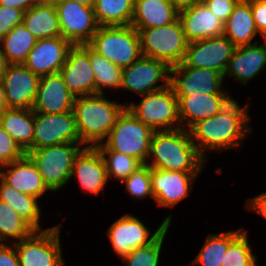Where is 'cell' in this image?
<instances>
[{
	"label": "cell",
	"mask_w": 266,
	"mask_h": 266,
	"mask_svg": "<svg viewBox=\"0 0 266 266\" xmlns=\"http://www.w3.org/2000/svg\"><path fill=\"white\" fill-rule=\"evenodd\" d=\"M247 106L241 108L233 100L218 114L198 121L189 129L193 143L204 158L207 156L205 150L237 148L247 132L252 131L248 125Z\"/></svg>",
	"instance_id": "6da1fadb"
},
{
	"label": "cell",
	"mask_w": 266,
	"mask_h": 266,
	"mask_svg": "<svg viewBox=\"0 0 266 266\" xmlns=\"http://www.w3.org/2000/svg\"><path fill=\"white\" fill-rule=\"evenodd\" d=\"M148 157L154 158L152 163L146 162L150 168L187 173H200L206 161L184 128L155 131Z\"/></svg>",
	"instance_id": "7a4b0ae2"
},
{
	"label": "cell",
	"mask_w": 266,
	"mask_h": 266,
	"mask_svg": "<svg viewBox=\"0 0 266 266\" xmlns=\"http://www.w3.org/2000/svg\"><path fill=\"white\" fill-rule=\"evenodd\" d=\"M104 95L75 97L73 112L81 145L101 144L126 109V105L111 102Z\"/></svg>",
	"instance_id": "3957f363"
},
{
	"label": "cell",
	"mask_w": 266,
	"mask_h": 266,
	"mask_svg": "<svg viewBox=\"0 0 266 266\" xmlns=\"http://www.w3.org/2000/svg\"><path fill=\"white\" fill-rule=\"evenodd\" d=\"M154 132L126 108L108 134L106 142L96 147L99 151H116L132 156L146 164Z\"/></svg>",
	"instance_id": "277c9868"
},
{
	"label": "cell",
	"mask_w": 266,
	"mask_h": 266,
	"mask_svg": "<svg viewBox=\"0 0 266 266\" xmlns=\"http://www.w3.org/2000/svg\"><path fill=\"white\" fill-rule=\"evenodd\" d=\"M87 45L122 69L142 56L138 31L131 25L100 26Z\"/></svg>",
	"instance_id": "5b68a950"
},
{
	"label": "cell",
	"mask_w": 266,
	"mask_h": 266,
	"mask_svg": "<svg viewBox=\"0 0 266 266\" xmlns=\"http://www.w3.org/2000/svg\"><path fill=\"white\" fill-rule=\"evenodd\" d=\"M137 31L142 56L164 61L170 67L183 62L189 42L179 18L165 26Z\"/></svg>",
	"instance_id": "8992f818"
},
{
	"label": "cell",
	"mask_w": 266,
	"mask_h": 266,
	"mask_svg": "<svg viewBox=\"0 0 266 266\" xmlns=\"http://www.w3.org/2000/svg\"><path fill=\"white\" fill-rule=\"evenodd\" d=\"M80 146V142L61 143L26 151V154L35 164L47 188L57 191L71 179L75 156L82 149Z\"/></svg>",
	"instance_id": "52a82bcc"
},
{
	"label": "cell",
	"mask_w": 266,
	"mask_h": 266,
	"mask_svg": "<svg viewBox=\"0 0 266 266\" xmlns=\"http://www.w3.org/2000/svg\"><path fill=\"white\" fill-rule=\"evenodd\" d=\"M142 96L144 97L137 105L134 103L126 105L138 120L154 131L182 128L178 99L170 85Z\"/></svg>",
	"instance_id": "ba28073f"
},
{
	"label": "cell",
	"mask_w": 266,
	"mask_h": 266,
	"mask_svg": "<svg viewBox=\"0 0 266 266\" xmlns=\"http://www.w3.org/2000/svg\"><path fill=\"white\" fill-rule=\"evenodd\" d=\"M20 266H65L60 246V225L35 231L30 237L13 242Z\"/></svg>",
	"instance_id": "9c48e42d"
},
{
	"label": "cell",
	"mask_w": 266,
	"mask_h": 266,
	"mask_svg": "<svg viewBox=\"0 0 266 266\" xmlns=\"http://www.w3.org/2000/svg\"><path fill=\"white\" fill-rule=\"evenodd\" d=\"M61 36L73 45H87L100 27L93 7L71 0L55 3Z\"/></svg>",
	"instance_id": "30bf717a"
},
{
	"label": "cell",
	"mask_w": 266,
	"mask_h": 266,
	"mask_svg": "<svg viewBox=\"0 0 266 266\" xmlns=\"http://www.w3.org/2000/svg\"><path fill=\"white\" fill-rule=\"evenodd\" d=\"M68 142H80L73 111L58 114L34 112V138L27 151Z\"/></svg>",
	"instance_id": "8fae6325"
},
{
	"label": "cell",
	"mask_w": 266,
	"mask_h": 266,
	"mask_svg": "<svg viewBox=\"0 0 266 266\" xmlns=\"http://www.w3.org/2000/svg\"><path fill=\"white\" fill-rule=\"evenodd\" d=\"M171 67L164 61L141 56L137 61L122 69L120 88L141 95L160 90L170 85ZM164 82L156 86L158 81Z\"/></svg>",
	"instance_id": "7c38bea8"
},
{
	"label": "cell",
	"mask_w": 266,
	"mask_h": 266,
	"mask_svg": "<svg viewBox=\"0 0 266 266\" xmlns=\"http://www.w3.org/2000/svg\"><path fill=\"white\" fill-rule=\"evenodd\" d=\"M236 46L220 35L189 42L183 63L193 68H208L224 76Z\"/></svg>",
	"instance_id": "4fadbf2b"
},
{
	"label": "cell",
	"mask_w": 266,
	"mask_h": 266,
	"mask_svg": "<svg viewBox=\"0 0 266 266\" xmlns=\"http://www.w3.org/2000/svg\"><path fill=\"white\" fill-rule=\"evenodd\" d=\"M171 218L168 216L150 237V231L139 219L129 213L122 216L107 231L114 252L124 258L133 249L150 244L168 225L170 226Z\"/></svg>",
	"instance_id": "5bb4252c"
},
{
	"label": "cell",
	"mask_w": 266,
	"mask_h": 266,
	"mask_svg": "<svg viewBox=\"0 0 266 266\" xmlns=\"http://www.w3.org/2000/svg\"><path fill=\"white\" fill-rule=\"evenodd\" d=\"M223 75L208 68H193L183 62L170 69V86L175 96H188L189 94L204 93L226 94L220 90Z\"/></svg>",
	"instance_id": "9a60e30c"
},
{
	"label": "cell",
	"mask_w": 266,
	"mask_h": 266,
	"mask_svg": "<svg viewBox=\"0 0 266 266\" xmlns=\"http://www.w3.org/2000/svg\"><path fill=\"white\" fill-rule=\"evenodd\" d=\"M59 73L64 84L75 97L96 94L95 75L90 62L88 45H73Z\"/></svg>",
	"instance_id": "2e32d148"
},
{
	"label": "cell",
	"mask_w": 266,
	"mask_h": 266,
	"mask_svg": "<svg viewBox=\"0 0 266 266\" xmlns=\"http://www.w3.org/2000/svg\"><path fill=\"white\" fill-rule=\"evenodd\" d=\"M72 47L62 36L38 39L24 65L39 77L59 73Z\"/></svg>",
	"instance_id": "e0dca14e"
},
{
	"label": "cell",
	"mask_w": 266,
	"mask_h": 266,
	"mask_svg": "<svg viewBox=\"0 0 266 266\" xmlns=\"http://www.w3.org/2000/svg\"><path fill=\"white\" fill-rule=\"evenodd\" d=\"M2 83L8 108L32 109L40 77L24 64H9Z\"/></svg>",
	"instance_id": "ac0fdd59"
},
{
	"label": "cell",
	"mask_w": 266,
	"mask_h": 266,
	"mask_svg": "<svg viewBox=\"0 0 266 266\" xmlns=\"http://www.w3.org/2000/svg\"><path fill=\"white\" fill-rule=\"evenodd\" d=\"M199 174L150 168L152 193L158 206L173 207L179 203L189 194V188Z\"/></svg>",
	"instance_id": "d6986e66"
},
{
	"label": "cell",
	"mask_w": 266,
	"mask_h": 266,
	"mask_svg": "<svg viewBox=\"0 0 266 266\" xmlns=\"http://www.w3.org/2000/svg\"><path fill=\"white\" fill-rule=\"evenodd\" d=\"M75 96L64 84L60 73L40 77L34 112L58 114L73 111Z\"/></svg>",
	"instance_id": "ffe728a7"
},
{
	"label": "cell",
	"mask_w": 266,
	"mask_h": 266,
	"mask_svg": "<svg viewBox=\"0 0 266 266\" xmlns=\"http://www.w3.org/2000/svg\"><path fill=\"white\" fill-rule=\"evenodd\" d=\"M178 99L179 118L182 128L189 130L200 120L208 119L221 112L234 99L229 93L226 94H204L195 93L188 96H176ZM188 126V128L186 127Z\"/></svg>",
	"instance_id": "44dd1931"
},
{
	"label": "cell",
	"mask_w": 266,
	"mask_h": 266,
	"mask_svg": "<svg viewBox=\"0 0 266 266\" xmlns=\"http://www.w3.org/2000/svg\"><path fill=\"white\" fill-rule=\"evenodd\" d=\"M78 178L86 192L99 194L108 181L106 164L97 147L85 146L75 156L71 177Z\"/></svg>",
	"instance_id": "7402d4cb"
},
{
	"label": "cell",
	"mask_w": 266,
	"mask_h": 266,
	"mask_svg": "<svg viewBox=\"0 0 266 266\" xmlns=\"http://www.w3.org/2000/svg\"><path fill=\"white\" fill-rule=\"evenodd\" d=\"M5 168H8L6 172ZM0 179L15 190L37 199L47 190L50 191L27 154L10 164L1 166Z\"/></svg>",
	"instance_id": "603a6c76"
},
{
	"label": "cell",
	"mask_w": 266,
	"mask_h": 266,
	"mask_svg": "<svg viewBox=\"0 0 266 266\" xmlns=\"http://www.w3.org/2000/svg\"><path fill=\"white\" fill-rule=\"evenodd\" d=\"M179 20L188 42L223 35L224 23L204 3L180 10Z\"/></svg>",
	"instance_id": "cb8c5ba5"
},
{
	"label": "cell",
	"mask_w": 266,
	"mask_h": 266,
	"mask_svg": "<svg viewBox=\"0 0 266 266\" xmlns=\"http://www.w3.org/2000/svg\"><path fill=\"white\" fill-rule=\"evenodd\" d=\"M266 41V40H265ZM266 65V42L259 45L257 41L251 45H243L235 48L228 62L224 78L235 77L242 84L253 79Z\"/></svg>",
	"instance_id": "d4e9b609"
},
{
	"label": "cell",
	"mask_w": 266,
	"mask_h": 266,
	"mask_svg": "<svg viewBox=\"0 0 266 266\" xmlns=\"http://www.w3.org/2000/svg\"><path fill=\"white\" fill-rule=\"evenodd\" d=\"M179 18L171 0H135L131 26L136 30L168 25Z\"/></svg>",
	"instance_id": "484cf974"
},
{
	"label": "cell",
	"mask_w": 266,
	"mask_h": 266,
	"mask_svg": "<svg viewBox=\"0 0 266 266\" xmlns=\"http://www.w3.org/2000/svg\"><path fill=\"white\" fill-rule=\"evenodd\" d=\"M258 34L251 5L247 0H240L228 20L224 23L225 35L236 47L251 45V40Z\"/></svg>",
	"instance_id": "4316f807"
},
{
	"label": "cell",
	"mask_w": 266,
	"mask_h": 266,
	"mask_svg": "<svg viewBox=\"0 0 266 266\" xmlns=\"http://www.w3.org/2000/svg\"><path fill=\"white\" fill-rule=\"evenodd\" d=\"M0 125L26 152L34 138V111L25 108H6L0 112Z\"/></svg>",
	"instance_id": "83f0119b"
},
{
	"label": "cell",
	"mask_w": 266,
	"mask_h": 266,
	"mask_svg": "<svg viewBox=\"0 0 266 266\" xmlns=\"http://www.w3.org/2000/svg\"><path fill=\"white\" fill-rule=\"evenodd\" d=\"M23 24L37 39L61 36L55 4L34 5L24 12Z\"/></svg>",
	"instance_id": "f1b7e54d"
},
{
	"label": "cell",
	"mask_w": 266,
	"mask_h": 266,
	"mask_svg": "<svg viewBox=\"0 0 266 266\" xmlns=\"http://www.w3.org/2000/svg\"><path fill=\"white\" fill-rule=\"evenodd\" d=\"M37 40L23 23L19 24L0 40L2 53L9 64H24Z\"/></svg>",
	"instance_id": "f546056e"
},
{
	"label": "cell",
	"mask_w": 266,
	"mask_h": 266,
	"mask_svg": "<svg viewBox=\"0 0 266 266\" xmlns=\"http://www.w3.org/2000/svg\"><path fill=\"white\" fill-rule=\"evenodd\" d=\"M0 200L10 205L35 231H42L37 198L15 190L0 179Z\"/></svg>",
	"instance_id": "4dcf8cb0"
},
{
	"label": "cell",
	"mask_w": 266,
	"mask_h": 266,
	"mask_svg": "<svg viewBox=\"0 0 266 266\" xmlns=\"http://www.w3.org/2000/svg\"><path fill=\"white\" fill-rule=\"evenodd\" d=\"M135 0H95L93 10L99 26L131 24Z\"/></svg>",
	"instance_id": "1f68e13d"
},
{
	"label": "cell",
	"mask_w": 266,
	"mask_h": 266,
	"mask_svg": "<svg viewBox=\"0 0 266 266\" xmlns=\"http://www.w3.org/2000/svg\"><path fill=\"white\" fill-rule=\"evenodd\" d=\"M242 231V229L232 232H225L223 234L215 235L209 234L192 264H199L201 266H221L226 254L229 243Z\"/></svg>",
	"instance_id": "d6a6232c"
},
{
	"label": "cell",
	"mask_w": 266,
	"mask_h": 266,
	"mask_svg": "<svg viewBox=\"0 0 266 266\" xmlns=\"http://www.w3.org/2000/svg\"><path fill=\"white\" fill-rule=\"evenodd\" d=\"M34 232L35 230L10 205L0 200V243L9 237L19 242Z\"/></svg>",
	"instance_id": "836d02e7"
},
{
	"label": "cell",
	"mask_w": 266,
	"mask_h": 266,
	"mask_svg": "<svg viewBox=\"0 0 266 266\" xmlns=\"http://www.w3.org/2000/svg\"><path fill=\"white\" fill-rule=\"evenodd\" d=\"M90 62L95 75L96 94H104L105 88H120L122 83V68L114 65L108 59L98 55L90 48Z\"/></svg>",
	"instance_id": "e575fe53"
},
{
	"label": "cell",
	"mask_w": 266,
	"mask_h": 266,
	"mask_svg": "<svg viewBox=\"0 0 266 266\" xmlns=\"http://www.w3.org/2000/svg\"><path fill=\"white\" fill-rule=\"evenodd\" d=\"M169 225L148 245L133 249L124 258L126 266H158L160 251Z\"/></svg>",
	"instance_id": "d590c367"
},
{
	"label": "cell",
	"mask_w": 266,
	"mask_h": 266,
	"mask_svg": "<svg viewBox=\"0 0 266 266\" xmlns=\"http://www.w3.org/2000/svg\"><path fill=\"white\" fill-rule=\"evenodd\" d=\"M247 231L244 229L229 243L221 266H257L256 256L248 244Z\"/></svg>",
	"instance_id": "8d00e7d4"
},
{
	"label": "cell",
	"mask_w": 266,
	"mask_h": 266,
	"mask_svg": "<svg viewBox=\"0 0 266 266\" xmlns=\"http://www.w3.org/2000/svg\"><path fill=\"white\" fill-rule=\"evenodd\" d=\"M106 164L107 177L110 175L123 181L143 164L136 158L116 151H100ZM108 155V158L105 156Z\"/></svg>",
	"instance_id": "74e56055"
},
{
	"label": "cell",
	"mask_w": 266,
	"mask_h": 266,
	"mask_svg": "<svg viewBox=\"0 0 266 266\" xmlns=\"http://www.w3.org/2000/svg\"><path fill=\"white\" fill-rule=\"evenodd\" d=\"M122 183L125 184L126 190L133 198L144 199L149 196L154 198L152 193L150 167L146 164H143L129 177L124 179Z\"/></svg>",
	"instance_id": "f35d334b"
},
{
	"label": "cell",
	"mask_w": 266,
	"mask_h": 266,
	"mask_svg": "<svg viewBox=\"0 0 266 266\" xmlns=\"http://www.w3.org/2000/svg\"><path fill=\"white\" fill-rule=\"evenodd\" d=\"M26 152L0 125V167L20 159Z\"/></svg>",
	"instance_id": "ab89813d"
},
{
	"label": "cell",
	"mask_w": 266,
	"mask_h": 266,
	"mask_svg": "<svg viewBox=\"0 0 266 266\" xmlns=\"http://www.w3.org/2000/svg\"><path fill=\"white\" fill-rule=\"evenodd\" d=\"M24 11L0 5V40L15 26L23 23Z\"/></svg>",
	"instance_id": "60d3db41"
},
{
	"label": "cell",
	"mask_w": 266,
	"mask_h": 266,
	"mask_svg": "<svg viewBox=\"0 0 266 266\" xmlns=\"http://www.w3.org/2000/svg\"><path fill=\"white\" fill-rule=\"evenodd\" d=\"M240 0H203L218 19L225 23Z\"/></svg>",
	"instance_id": "b9f144b4"
},
{
	"label": "cell",
	"mask_w": 266,
	"mask_h": 266,
	"mask_svg": "<svg viewBox=\"0 0 266 266\" xmlns=\"http://www.w3.org/2000/svg\"><path fill=\"white\" fill-rule=\"evenodd\" d=\"M251 10L258 33L266 40V0H247Z\"/></svg>",
	"instance_id": "7bdbcfd3"
},
{
	"label": "cell",
	"mask_w": 266,
	"mask_h": 266,
	"mask_svg": "<svg viewBox=\"0 0 266 266\" xmlns=\"http://www.w3.org/2000/svg\"><path fill=\"white\" fill-rule=\"evenodd\" d=\"M0 266H20L16 249L6 243H0Z\"/></svg>",
	"instance_id": "ee69618b"
},
{
	"label": "cell",
	"mask_w": 266,
	"mask_h": 266,
	"mask_svg": "<svg viewBox=\"0 0 266 266\" xmlns=\"http://www.w3.org/2000/svg\"><path fill=\"white\" fill-rule=\"evenodd\" d=\"M251 202V203H250ZM247 209H253L266 219V192L252 198L246 205Z\"/></svg>",
	"instance_id": "f6af8a7d"
},
{
	"label": "cell",
	"mask_w": 266,
	"mask_h": 266,
	"mask_svg": "<svg viewBox=\"0 0 266 266\" xmlns=\"http://www.w3.org/2000/svg\"><path fill=\"white\" fill-rule=\"evenodd\" d=\"M0 5L14 7L24 12L34 6L32 0H0Z\"/></svg>",
	"instance_id": "bcb514c9"
},
{
	"label": "cell",
	"mask_w": 266,
	"mask_h": 266,
	"mask_svg": "<svg viewBox=\"0 0 266 266\" xmlns=\"http://www.w3.org/2000/svg\"><path fill=\"white\" fill-rule=\"evenodd\" d=\"M171 2L180 11L196 4L203 3V0H171Z\"/></svg>",
	"instance_id": "7dc6e473"
},
{
	"label": "cell",
	"mask_w": 266,
	"mask_h": 266,
	"mask_svg": "<svg viewBox=\"0 0 266 266\" xmlns=\"http://www.w3.org/2000/svg\"><path fill=\"white\" fill-rule=\"evenodd\" d=\"M8 65L9 63L7 62L4 54L2 53V49L0 47V79H2V77L4 76Z\"/></svg>",
	"instance_id": "c3c4849f"
},
{
	"label": "cell",
	"mask_w": 266,
	"mask_h": 266,
	"mask_svg": "<svg viewBox=\"0 0 266 266\" xmlns=\"http://www.w3.org/2000/svg\"><path fill=\"white\" fill-rule=\"evenodd\" d=\"M7 107L6 97H5V90L2 83V80L0 79V112L5 110Z\"/></svg>",
	"instance_id": "681fc988"
},
{
	"label": "cell",
	"mask_w": 266,
	"mask_h": 266,
	"mask_svg": "<svg viewBox=\"0 0 266 266\" xmlns=\"http://www.w3.org/2000/svg\"><path fill=\"white\" fill-rule=\"evenodd\" d=\"M33 5L55 4L57 0H32Z\"/></svg>",
	"instance_id": "f907efd6"
},
{
	"label": "cell",
	"mask_w": 266,
	"mask_h": 266,
	"mask_svg": "<svg viewBox=\"0 0 266 266\" xmlns=\"http://www.w3.org/2000/svg\"><path fill=\"white\" fill-rule=\"evenodd\" d=\"M74 1L76 3H80L86 6H90L93 7L95 0H71Z\"/></svg>",
	"instance_id": "816d5d0a"
}]
</instances>
